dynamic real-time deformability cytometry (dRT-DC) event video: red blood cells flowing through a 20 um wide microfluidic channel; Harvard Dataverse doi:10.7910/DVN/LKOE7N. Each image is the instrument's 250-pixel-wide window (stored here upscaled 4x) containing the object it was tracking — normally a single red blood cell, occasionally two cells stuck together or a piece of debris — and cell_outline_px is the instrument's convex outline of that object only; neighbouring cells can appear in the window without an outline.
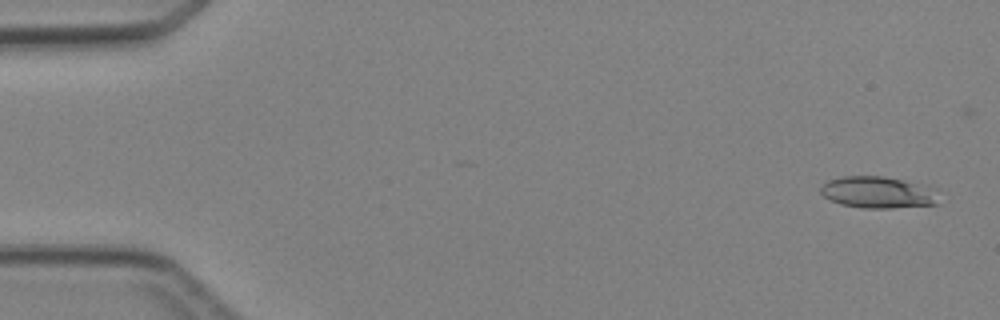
{"species": "Egyptian fruit bat (a non-hibernating species)", "species_latin": "Rousettus aegyptiacus", "temperature_condition": "cold", "stored_images_in_passage": 5, "camera_frame_rate_fps": 3000, "um_per_image_px": 0.085, "animal": {"sex": "female"}, "frame": {"image": 1, "passage_image": 1, "time_ms": 0.0, "image_size_px": [1000, 320], "cell_outline_px": [[948, 192], [940, 204], [892, 208], [864, 208], [840, 204], [824, 196], [820, 192], [820, 188], [828, 180], [840, 176], [884, 176], [940, 188]], "centroid_in_image_um": [74.85, 16.35], "position_along_channel_um": 10.2, "area_um2": 22.77}}
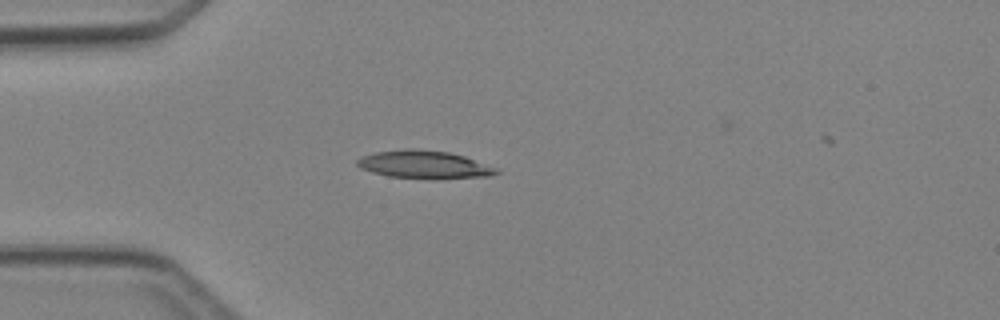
{"frame": {"image": 2, "passage_image": 4, "time_ms": 3.667, "image_size_px": [1000, 320], "cell_outline_px": [[500, 172], [488, 176], [388, 176], [372, 172], [360, 168], [356, 164], [356, 160], [360, 156], [376, 152], [404, 148], [412, 148], [448, 152], [464, 156], [496, 168]], "centroid_in_image_um": [35.94, 13.93], "position_along_channel_um": 49.1, "area_um2": 21.44}}